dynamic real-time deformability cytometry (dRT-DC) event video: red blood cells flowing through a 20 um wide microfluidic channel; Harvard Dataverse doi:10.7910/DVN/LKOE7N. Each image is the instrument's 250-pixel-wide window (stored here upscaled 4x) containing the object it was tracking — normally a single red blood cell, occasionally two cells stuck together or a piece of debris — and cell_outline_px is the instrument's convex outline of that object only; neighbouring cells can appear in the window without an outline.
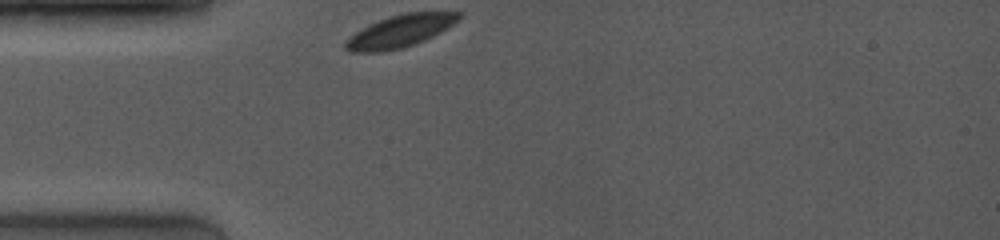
{"species": "common noctule bat (a hibernating species)", "species_latin": "Nyctalus noctula", "temperature_condition": "room temperature", "stored_images_in_passage": 38, "camera_frame_rate_fps": 4000, "um_per_image_px": 0.085, "animal": {"sex": "female", "body_mass_g": 19.0, "forearm_length_mm": 53.3}, "frame": {"image": 1, "passage_image": 1, "time_ms": 0.0, "image_size_px": [1000, 240], "cell_outline_px": [[464, 12], [448, 28], [424, 40], [400, 48], [380, 52], [348, 52], [344, 48], [344, 40], [348, 36], [380, 20], [404, 12]], "centroid_in_image_um": [33.96, 2.66], "position_along_channel_um": 51.0, "area_um2": 20.98}}
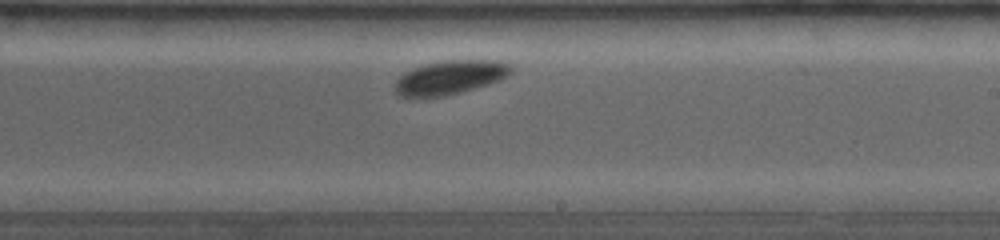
{"frame": {"image": 2, "passage_image": 21, "time_ms": 5.5, "image_size_px": [1000, 240], "cell_outline_px": [[512, 72], [508, 76], [500, 80], [488, 84], [460, 92], [440, 96], [400, 96], [396, 92], [392, 84], [404, 72], [412, 68], [444, 60], [496, 60], [512, 64]], "centroid_in_image_um": [38.27, 6.56], "position_along_channel_um": 250.7, "area_um2": 22.83}}
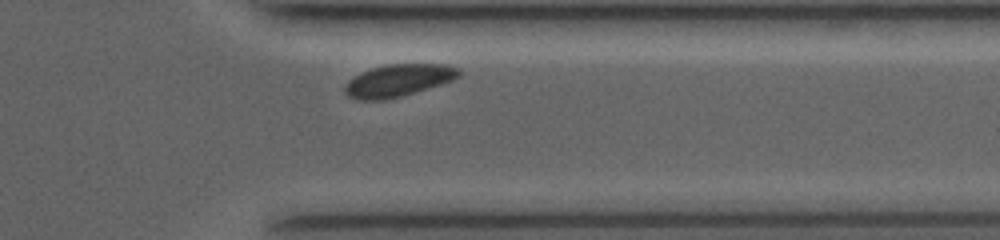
{"frame": {"image": 3, "passage_image": 34, "time_ms": 8.75, "image_size_px": [1000, 240], "cell_outline_px": [[460, 76], [452, 80], [440, 84], [400, 96], [384, 100], [356, 100], [348, 96], [344, 92], [344, 88], [348, 80], [360, 72], [372, 68], [388, 64], [448, 64], [460, 68]], "centroid_in_image_um": [33.83, 6.83], "position_along_channel_um": 377.6, "area_um2": 21.39}}